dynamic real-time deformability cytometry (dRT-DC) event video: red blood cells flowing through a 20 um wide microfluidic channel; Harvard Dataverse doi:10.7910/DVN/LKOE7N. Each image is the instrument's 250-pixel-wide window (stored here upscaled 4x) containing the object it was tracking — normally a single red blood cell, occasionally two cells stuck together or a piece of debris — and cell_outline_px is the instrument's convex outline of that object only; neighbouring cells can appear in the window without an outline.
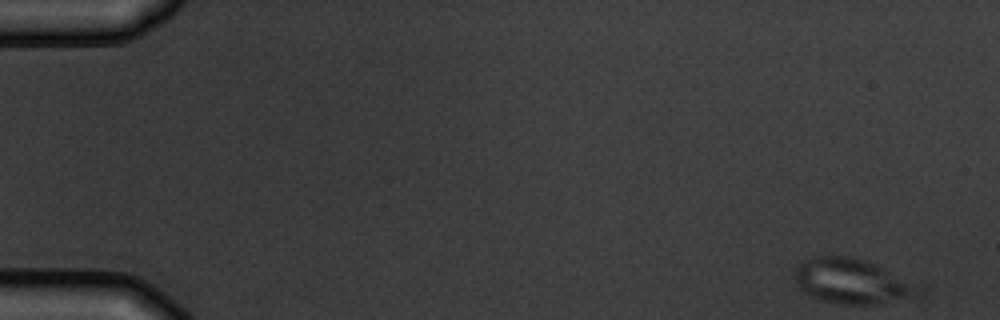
{"species": "common noctule bat (a hibernating species)", "species_latin": "Nyctalus noctula", "temperature_condition": "warm", "stored_images_in_passage": 4, "camera_frame_rate_fps": 3000, "um_per_image_px": 0.085, "animal": {"sex": "male", "body_mass_g": 19.5, "forearm_length_mm": 54.6}, "frame": {"image": 1, "passage_image": 1, "time_ms": 0.0, "image_size_px": [1000, 320], "cell_outline_px": [[928, 292], [924, 296], [916, 300], [880, 304], [840, 304], [824, 300], [812, 296], [804, 292], [796, 284], [796, 268], [804, 260], [812, 256], [848, 256], [864, 260], [876, 264], [920, 284], [928, 288]], "centroid_in_image_um": [72.65, 23.95], "position_along_channel_um": 12.4, "area_um2": 33.58}}